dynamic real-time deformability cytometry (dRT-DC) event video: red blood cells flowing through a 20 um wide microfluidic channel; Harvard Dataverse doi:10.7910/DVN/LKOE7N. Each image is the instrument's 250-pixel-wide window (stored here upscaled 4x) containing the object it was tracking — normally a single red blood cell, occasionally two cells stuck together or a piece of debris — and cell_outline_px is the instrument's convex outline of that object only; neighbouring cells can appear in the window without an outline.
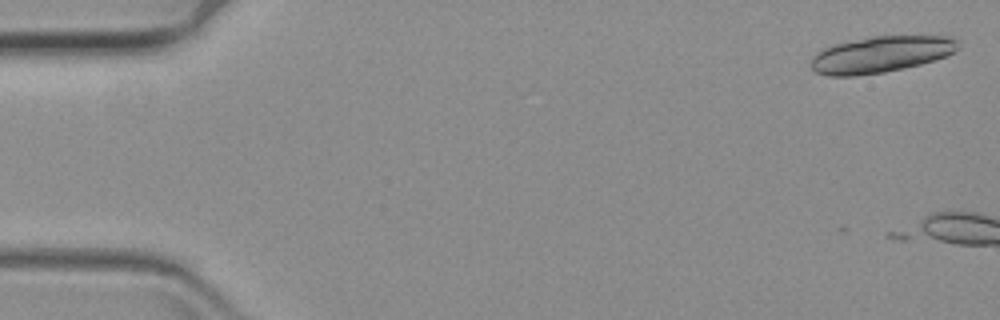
{"species": "common noctule bat (a hibernating species)", "species_latin": "Nyctalus noctula", "temperature_condition": "warm", "stored_images_in_passage": 5, "camera_frame_rate_fps": 3000, "um_per_image_px": 0.085, "animal": {"sex": "female", "body_mass_g": 19.3, "forearm_length_mm": 54.1}, "frame": {"image": 1, "passage_image": 2, "time_ms": 0.333, "image_size_px": [1000, 320], "cell_outline_px": [[960, 40], [956, 48], [948, 56], [920, 64], [904, 68], [884, 72], [856, 76], [828, 76], [816, 72], [812, 68], [812, 56], [820, 48], [832, 44], [872, 36], [952, 36]], "centroid_in_image_um": [74.85, 4.62], "position_along_channel_um": 10.2, "area_um2": 31.39}}